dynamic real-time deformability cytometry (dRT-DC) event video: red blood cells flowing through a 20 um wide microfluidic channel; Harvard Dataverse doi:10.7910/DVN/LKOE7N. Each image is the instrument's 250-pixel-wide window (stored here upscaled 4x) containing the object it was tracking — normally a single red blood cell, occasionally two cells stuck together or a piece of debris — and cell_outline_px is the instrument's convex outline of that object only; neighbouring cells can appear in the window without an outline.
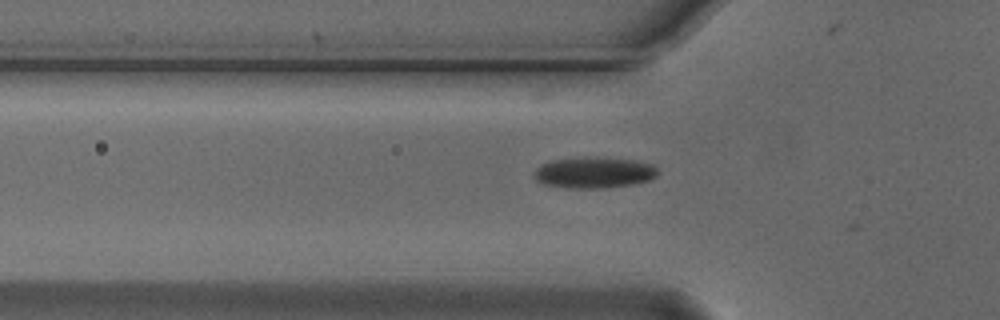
{"species": "Egyptian fruit bat (a non-hibernating species)", "species_latin": "Rousettus aegyptiacus", "temperature_condition": "cold", "stored_images_in_passage": 9, "camera_frame_rate_fps": 3000, "um_per_image_px": 0.085, "animal": {"sex": "male"}, "frame": {"image": 1, "passage_image": 2, "time_ms": 0.333, "image_size_px": [1000, 320], "cell_outline_px": [[656, 176], [648, 180], [632, 184], [604, 188], [568, 188], [544, 184], [536, 180], [536, 168], [540, 164], [552, 160], [584, 156], [596, 156], [636, 160], [652, 164], [656, 168]], "centroid_in_image_um": [50.48, 14.64], "position_along_channel_um": 75.3, "area_um2": 22.54}}
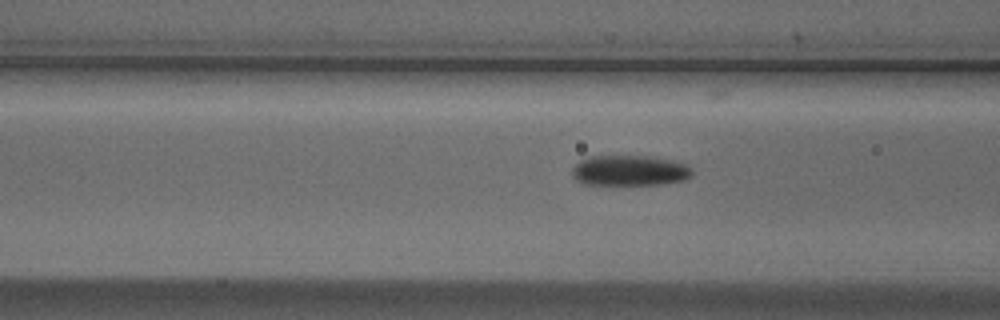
{"frame": {"image": 2, "passage_image": 5, "time_ms": 1.333, "image_size_px": [1000, 320], "cell_outline_px": [[692, 176], [684, 180], [664, 184], [584, 184], [576, 180], [572, 176], [572, 168], [580, 160], [592, 156], [648, 156], [668, 160], [684, 164], [692, 172]], "centroid_in_image_um": [53.47, 14.5], "position_along_channel_um": 113.1, "area_um2": 21.04}}
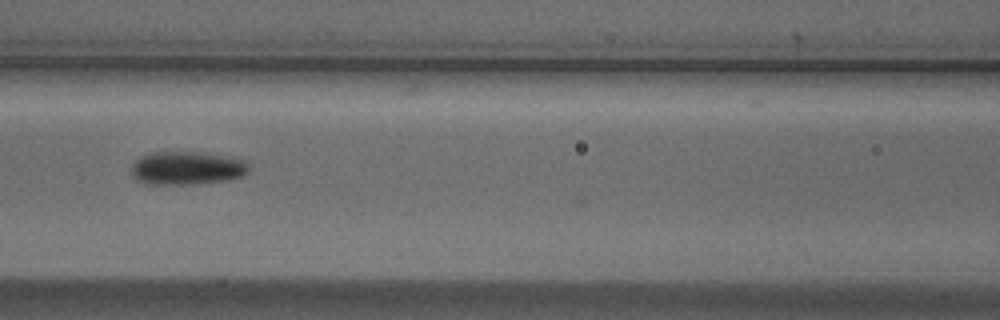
{"frame": {"image": 3, "passage_image": 8, "time_ms": 2.333, "image_size_px": [1000, 320], "cell_outline_px": [[248, 172], [240, 176], [228, 180], [196, 184], [144, 184], [136, 180], [132, 176], [132, 164], [140, 156], [148, 152], [192, 152], [220, 156], [244, 160], [248, 164]], "centroid_in_image_um": [15.81, 14.3], "position_along_channel_um": 150.8, "area_um2": 22.66}}